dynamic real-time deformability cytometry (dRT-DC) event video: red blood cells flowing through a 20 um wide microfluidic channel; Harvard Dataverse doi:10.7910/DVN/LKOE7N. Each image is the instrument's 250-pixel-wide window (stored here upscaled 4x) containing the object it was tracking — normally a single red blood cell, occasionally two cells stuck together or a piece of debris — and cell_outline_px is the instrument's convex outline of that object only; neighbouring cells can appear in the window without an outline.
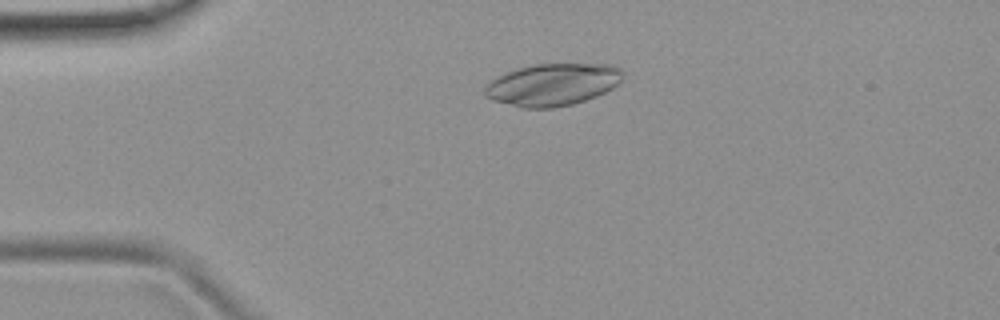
{"species": "common noctule bat (a hibernating species)", "species_latin": "Nyctalus noctula", "temperature_condition": "room temperature", "stored_images_in_passage": 2, "camera_frame_rate_fps": 3000, "um_per_image_px": 0.085, "animal": {"sex": "female", "body_mass_g": 19.9}, "frame": {"image": 1, "passage_image": 1, "time_ms": 0.0, "image_size_px": [1000, 320], "cell_outline_px": [[624, 76], [612, 88], [596, 96], [572, 104], [552, 108], [520, 108], [492, 100], [484, 96], [484, 88], [496, 76], [504, 72], [532, 64], [612, 64], [620, 68]], "centroid_in_image_um": [46.93, 7.19], "position_along_channel_um": 38.1, "area_um2": 34.04}}